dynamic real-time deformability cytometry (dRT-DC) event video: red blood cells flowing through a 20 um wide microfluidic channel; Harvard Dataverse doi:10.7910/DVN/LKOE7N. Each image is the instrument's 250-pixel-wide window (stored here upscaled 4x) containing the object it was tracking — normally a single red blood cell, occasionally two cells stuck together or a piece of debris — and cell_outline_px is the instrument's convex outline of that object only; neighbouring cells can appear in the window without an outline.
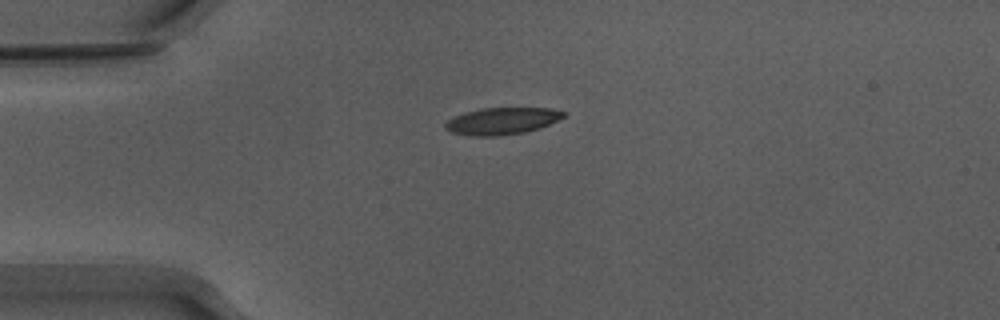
{"species": "Egyptian fruit bat (a non-hibernating species)", "species_latin": "Rousettus aegyptiacus", "temperature_condition": "warm", "stored_images_in_passage": 41, "camera_frame_rate_fps": 3000, "um_per_image_px": 0.085, "animal": {"sex": "male"}, "frame": {"image": 1, "passage_image": 1, "time_ms": 0.0, "image_size_px": [1000, 320], "cell_outline_px": [[568, 112], [564, 116], [540, 128], [524, 132], [496, 136], [476, 136], [452, 132], [444, 128], [444, 124], [448, 120], [464, 112], [480, 108], [552, 108]], "centroid_in_image_um": [42.67, 10.27], "position_along_channel_um": 42.3, "area_um2": 18.44}}
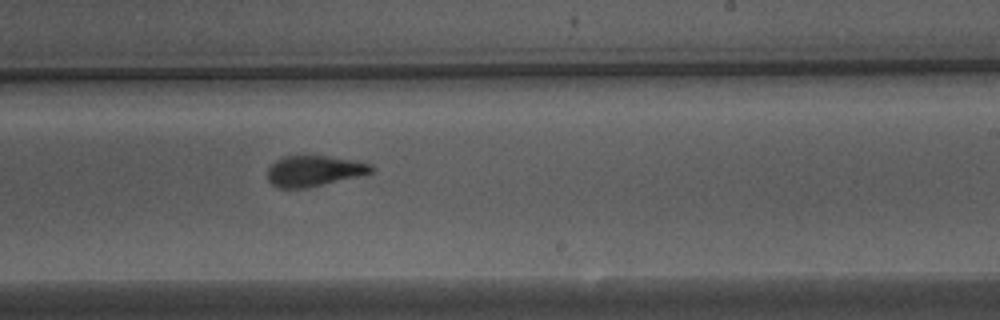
{"frame": {"image": 2, "passage_image": 20, "time_ms": 6.333, "image_size_px": [1000, 320], "cell_outline_px": [[376, 168], [372, 172], [308, 188], [276, 188], [268, 180], [268, 168], [276, 160], [284, 156], [328, 156], [352, 160], [372, 164]], "centroid_in_image_um": [26.67, 14.53], "position_along_channel_um": 262.3, "area_um2": 18.44}}
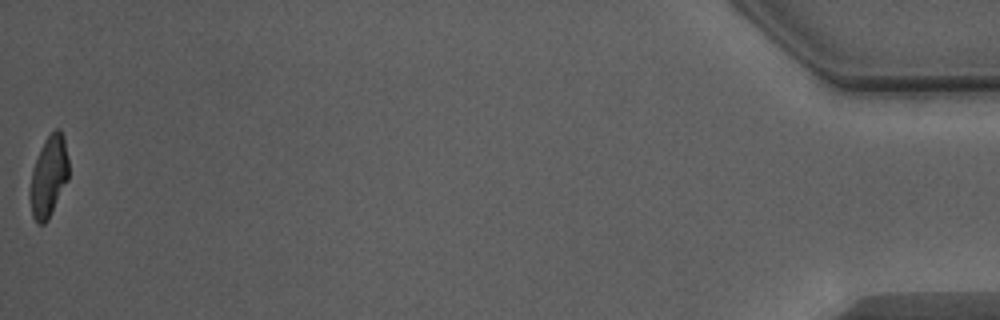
{"frame": {"image": 3, "passage_image": 41, "time_ms": 13.333, "image_size_px": [1000, 320], "cell_outline_px": [[68, 180], [48, 220], [44, 224], [36, 224], [32, 216], [32, 168], [44, 140], [56, 128], [60, 128], [64, 136], [68, 160]], "centroid_in_image_um": [4.18, 14.97], "position_along_channel_um": 431.0, "area_um2": 17.86}, "authors_computed_cell_mechanics": {"area_um2": 19.1896, "velocity_mm_per_s": 3.8831, "shape_relaxation_time_tau1_ms": 4.6091, "shape_relaxation_time_tau2_ms": 1.3051, "deformation_change_tau1": 0.1957, "deformation_change_tau2": 0.0956}}